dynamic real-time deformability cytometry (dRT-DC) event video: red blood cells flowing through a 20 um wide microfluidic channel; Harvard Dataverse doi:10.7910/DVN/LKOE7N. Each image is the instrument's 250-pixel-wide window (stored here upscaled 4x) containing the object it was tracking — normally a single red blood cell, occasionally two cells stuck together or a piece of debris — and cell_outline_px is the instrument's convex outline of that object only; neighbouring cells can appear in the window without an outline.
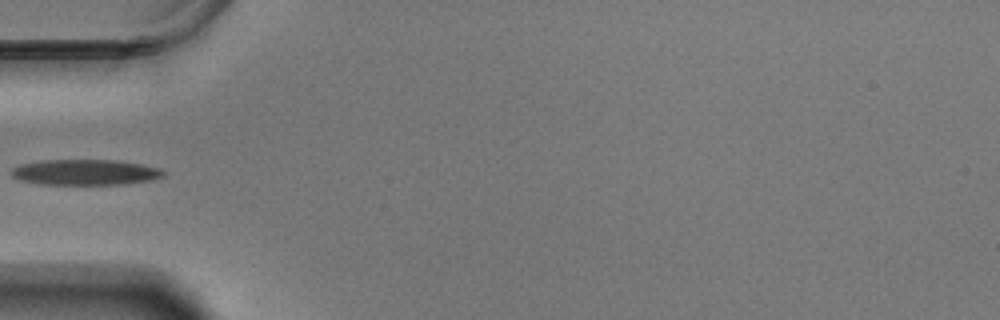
{"species": "Egyptian fruit bat (a non-hibernating species)", "species_latin": "Rousettus aegyptiacus", "temperature_condition": "warm", "stored_images_in_passage": 39, "camera_frame_rate_fps": 3000, "um_per_image_px": 0.085, "animal": {"sex": "male"}, "frame": {"image": 1, "passage_image": 1, "time_ms": 0.0, "image_size_px": [1000, 320], "cell_outline_px": [[164, 176], [156, 180], [124, 184], [40, 184], [20, 180], [12, 176], [12, 168], [24, 164], [44, 160], [116, 160], [140, 164], [160, 168], [164, 172]], "centroid_in_image_um": [7.3, 14.65], "position_along_channel_um": 77.7, "area_um2": 22.6}}
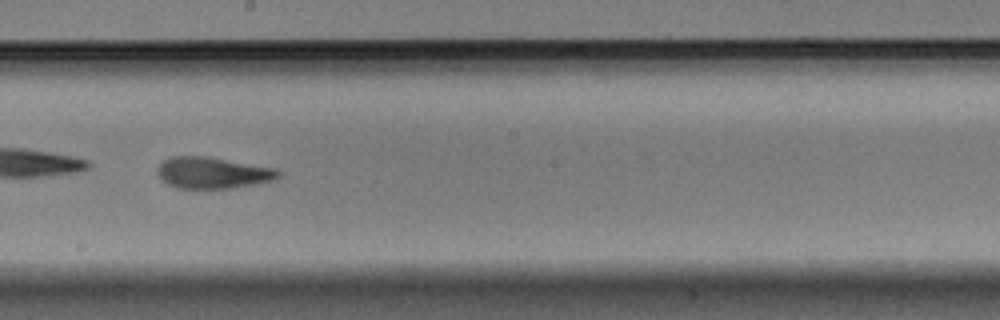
{"frame": {"image": 2, "passage_image": 14, "time_ms": 4.333, "image_size_px": [1000, 320], "cell_outline_px": [[280, 176], [272, 180], [256, 184], [232, 188], [176, 188], [160, 180], [156, 172], [160, 164], [168, 156], [208, 156], [276, 168], [280, 172]], "centroid_in_image_um": [18.05, 14.68], "position_along_channel_um": 230.2, "area_um2": 22.31}}
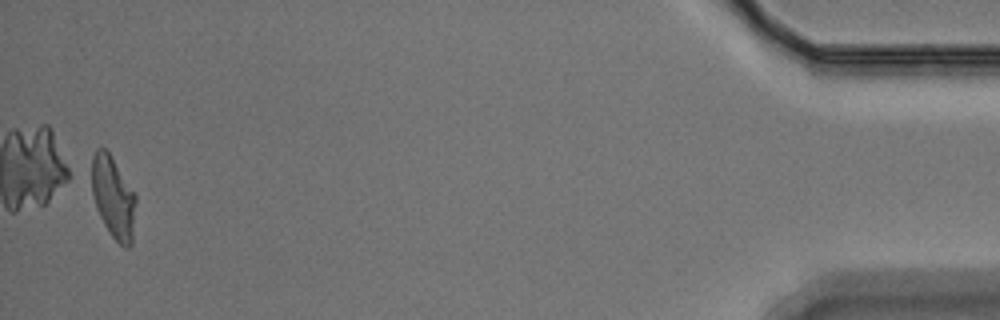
{"frame": {"image": 3, "passage_image": 38, "time_ms": 12.333, "image_size_px": [1000, 320], "cell_outline_px": [[136, 200], [132, 244], [128, 248], [124, 248], [108, 232], [96, 208], [92, 192], [92, 156], [96, 148], [104, 148], [112, 156], [136, 196]], "centroid_in_image_um": [9.63, 16.79], "position_along_channel_um": 425.6, "area_um2": 21.04}}